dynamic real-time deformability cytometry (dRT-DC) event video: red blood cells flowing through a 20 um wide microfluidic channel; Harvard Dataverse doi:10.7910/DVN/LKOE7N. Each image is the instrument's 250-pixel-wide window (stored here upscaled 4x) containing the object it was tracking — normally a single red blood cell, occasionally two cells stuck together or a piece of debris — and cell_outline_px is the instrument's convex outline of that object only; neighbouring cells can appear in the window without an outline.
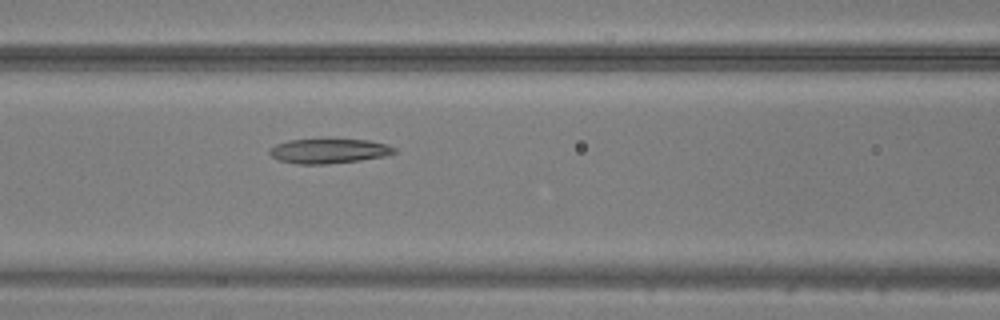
{"species": "common noctule bat (a hibernating species)", "species_latin": "Nyctalus noctula", "temperature_condition": "warm", "stored_images_in_passage": 25, "camera_frame_rate_fps": 3000, "um_per_image_px": 0.085, "animal": {"sex": "male", "body_mass_g": 20.5, "forearm_length_mm": 52.5}, "frame": {"image": 1, "passage_image": 21, "time_ms": 6.667, "image_size_px": [1000, 320], "cell_outline_px": [[400, 152], [384, 156], [360, 160], [328, 164], [296, 164], [280, 160], [272, 156], [268, 152], [268, 148], [276, 144], [288, 140], [328, 136], [368, 140], [388, 144], [396, 148]], "centroid_in_image_um": [27.97, 12.78], "position_along_channel_um": 138.6, "area_um2": 19.07}}
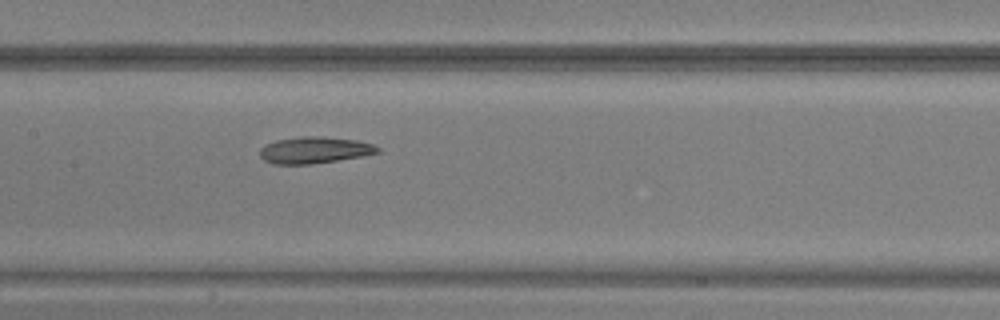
{"frame": {"image": 2, "passage_image": 24, "time_ms": 7.667, "image_size_px": [1000, 320], "cell_outline_px": [[380, 152], [364, 156], [312, 164], [272, 164], [264, 160], [260, 156], [260, 148], [264, 144], [276, 140], [300, 136], [320, 136], [356, 140], [372, 144], [380, 148]], "centroid_in_image_um": [26.71, 12.76], "position_along_channel_um": 180.7, "area_um2": 18.38}}